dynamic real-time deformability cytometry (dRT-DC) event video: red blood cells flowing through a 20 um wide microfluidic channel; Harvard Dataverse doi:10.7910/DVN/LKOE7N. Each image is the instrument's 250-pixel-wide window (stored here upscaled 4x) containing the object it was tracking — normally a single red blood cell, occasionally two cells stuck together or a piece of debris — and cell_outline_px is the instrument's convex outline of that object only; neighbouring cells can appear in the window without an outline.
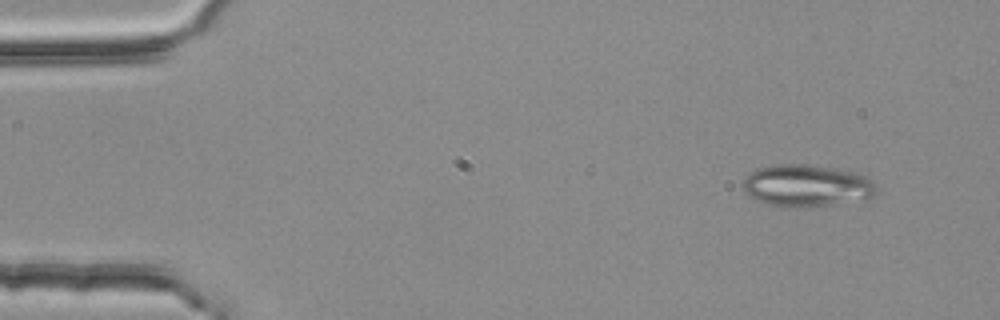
{"species": "common noctule bat (a hibernating species)", "species_latin": "Nyctalus noctula", "temperature_condition": "room temperature", "stored_images_in_passage": 3, "camera_frame_rate_fps": 3000, "um_per_image_px": 0.085, "animal": {"sex": "female", "body_mass_g": 25.1}, "frame": {"image": 1, "passage_image": 1, "time_ms": 0.0, "image_size_px": [1000, 320], "cell_outline_px": [[876, 188], [872, 200], [832, 204], [768, 204], [748, 196], [744, 192], [744, 180], [756, 168], [776, 164], [800, 164], [832, 168], [860, 172], [868, 176], [876, 184]], "centroid_in_image_um": [68.67, 15.74], "position_along_channel_um": 16.3, "area_um2": 32.08}}